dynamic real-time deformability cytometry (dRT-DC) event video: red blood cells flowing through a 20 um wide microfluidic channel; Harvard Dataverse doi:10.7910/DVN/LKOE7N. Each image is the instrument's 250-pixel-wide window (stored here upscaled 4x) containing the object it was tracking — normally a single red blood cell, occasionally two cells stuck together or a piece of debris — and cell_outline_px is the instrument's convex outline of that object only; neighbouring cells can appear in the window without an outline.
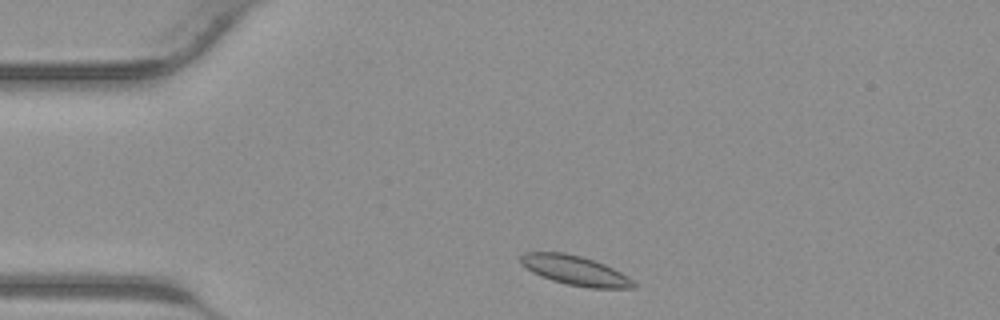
{"species": "common noctule bat (a hibernating species)", "species_latin": "Nyctalus noctula", "temperature_condition": "warm", "stored_images_in_passage": 29, "camera_frame_rate_fps": 3000, "um_per_image_px": 0.085, "animal": {"sex": "male", "body_mass_g": 23.1, "forearm_length_mm": 52.7}, "frame": {"image": 1, "passage_image": 2, "time_ms": 0.333, "image_size_px": [1000, 320], "cell_outline_px": [[636, 288], [588, 288], [568, 284], [552, 280], [540, 276], [532, 272], [520, 264], [520, 256], [524, 252], [564, 252], [580, 256], [604, 264], [628, 276], [636, 284]], "centroid_in_image_um": [48.86, 22.99], "position_along_channel_um": 36.1, "area_um2": 19.36}}
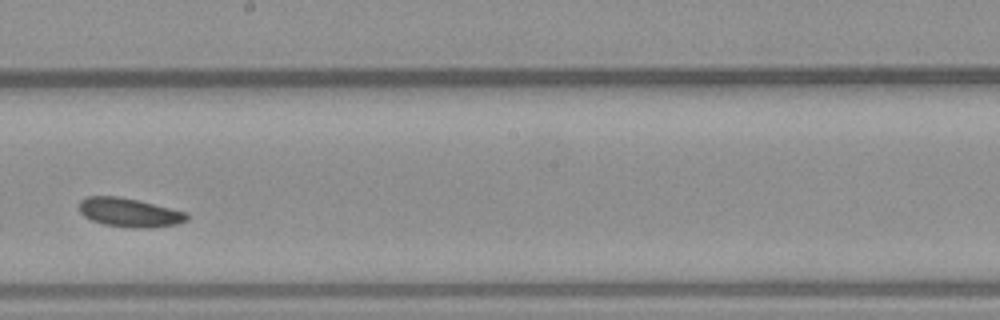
{"frame": {"image": 2, "passage_image": 17, "time_ms": 5.333, "image_size_px": [1000, 320], "cell_outline_px": [[188, 220], [176, 224], [152, 228], [132, 228], [104, 224], [92, 220], [84, 216], [80, 212], [80, 200], [84, 196], [116, 196], [136, 200], [188, 212]], "centroid_in_image_um": [11.0, 18.07], "position_along_channel_um": 237.2, "area_um2": 18.09}}
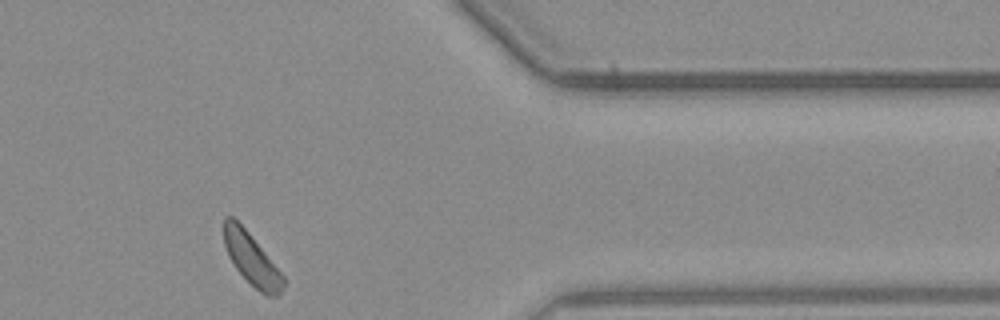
{"frame": {"image": 3, "passage_image": 28, "time_ms": 9.0, "image_size_px": [1000, 320], "cell_outline_px": [[284, 284], [280, 296], [264, 296], [236, 268], [228, 256], [224, 244], [224, 216], [232, 216], [248, 232], [284, 276]], "centroid_in_image_um": [21.39, 22.04], "position_along_channel_um": 390.0, "area_um2": 17.57}}